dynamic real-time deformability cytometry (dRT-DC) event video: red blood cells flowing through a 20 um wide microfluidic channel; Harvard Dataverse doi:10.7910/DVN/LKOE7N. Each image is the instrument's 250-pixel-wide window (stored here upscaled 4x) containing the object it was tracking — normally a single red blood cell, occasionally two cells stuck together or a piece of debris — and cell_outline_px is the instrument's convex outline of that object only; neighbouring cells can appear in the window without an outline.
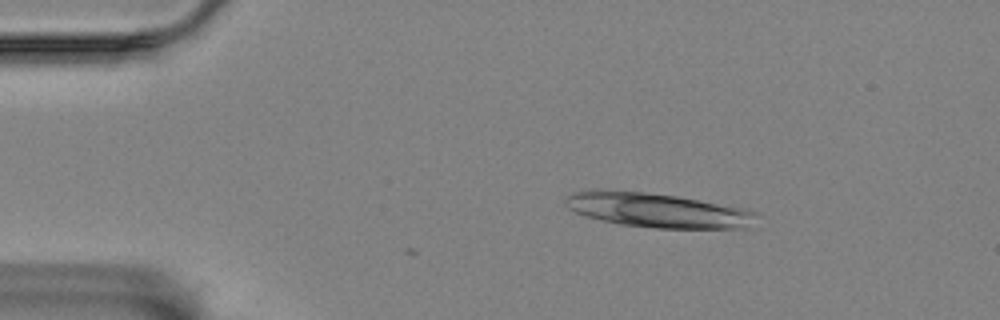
{"species": "Egyptian fruit bat (a non-hibernating species)", "species_latin": "Rousettus aegyptiacus", "temperature_condition": "room temperature", "stored_images_in_passage": 8, "camera_frame_rate_fps": 3000, "um_per_image_px": 0.085, "animal": {"sex": "female"}, "frame": {"image": 1, "passage_image": 5, "time_ms": 1.333, "image_size_px": [1000, 320], "cell_outline_px": [[752, 212], [732, 228], [656, 228], [620, 224], [588, 216], [576, 212], [568, 208], [564, 200], [572, 192], [644, 192], [676, 196], [740, 208]], "centroid_in_image_um": [55.65, 17.87], "position_along_channel_um": 29.4, "area_um2": 35.55}}